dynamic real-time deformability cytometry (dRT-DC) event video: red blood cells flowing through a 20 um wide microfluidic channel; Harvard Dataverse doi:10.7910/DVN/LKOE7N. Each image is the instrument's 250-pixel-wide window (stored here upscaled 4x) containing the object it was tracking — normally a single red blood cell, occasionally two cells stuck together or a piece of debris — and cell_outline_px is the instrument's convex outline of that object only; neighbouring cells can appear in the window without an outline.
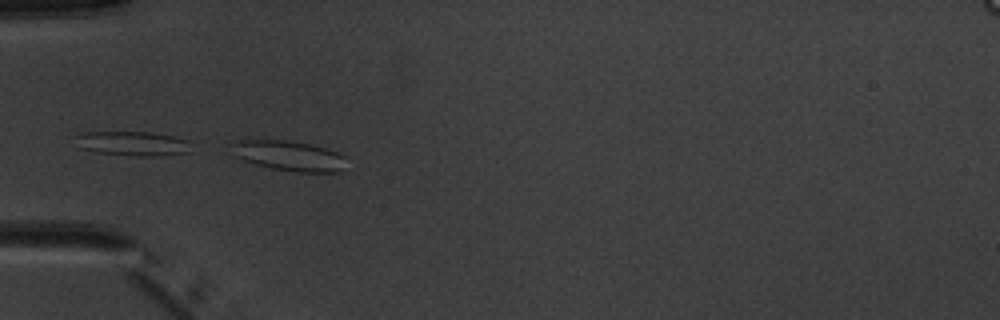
{"species": "common noctule bat (a hibernating species)", "species_latin": "Nyctalus noctula", "temperature_condition": "warm", "stored_images_in_passage": 7, "camera_frame_rate_fps": 3000, "um_per_image_px": 0.085, "animal": {"sex": "male", "body_mass_g": 20.1, "forearm_length_mm": 53.5}, "frame": {"image": 1, "passage_image": 4, "time_ms": 3.333, "image_size_px": [1000, 320], "cell_outline_px": [[344, 156], [340, 172], [296, 172], [272, 168], [256, 164], [244, 160], [236, 156], [228, 144], [236, 140], [288, 140], [308, 144], [324, 148], [336, 152]], "centroid_in_image_um": [24.49, 13.23], "position_along_channel_um": 60.5, "area_um2": 19.83}}
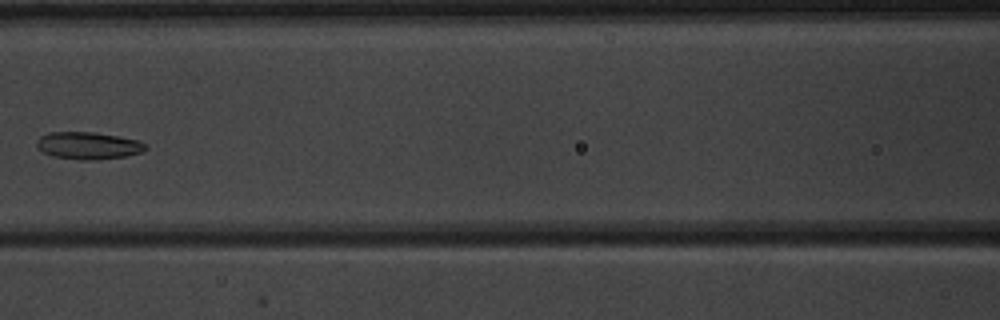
{"frame": {"image": 2, "passage_image": 6, "time_ms": 6.0, "image_size_px": [1000, 320], "cell_outline_px": [[148, 148], [140, 152], [128, 156], [100, 160], [80, 160], [52, 156], [36, 148], [36, 140], [40, 136], [48, 132], [92, 132], [116, 136], [136, 140], [148, 144]], "centroid_in_image_um": [7.48, 12.39], "position_along_channel_um": 159.1, "area_um2": 17.46}}
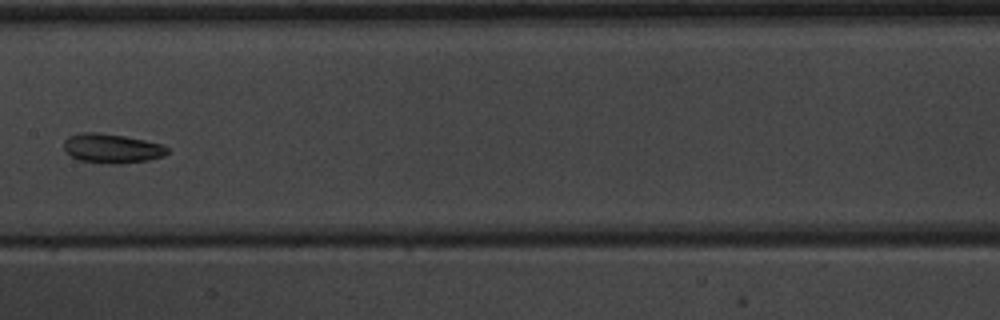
{"frame": {"image": 3, "passage_image": 7, "time_ms": 7.0, "image_size_px": [1000, 320], "cell_outline_px": [[168, 152], [164, 156], [148, 160], [120, 164], [112, 164], [80, 160], [64, 152], [64, 140], [68, 136], [80, 132], [96, 132], [124, 136], [144, 140], [160, 144], [168, 148]], "centroid_in_image_um": [9.48, 12.61], "position_along_channel_um": 197.9, "area_um2": 17.69}}